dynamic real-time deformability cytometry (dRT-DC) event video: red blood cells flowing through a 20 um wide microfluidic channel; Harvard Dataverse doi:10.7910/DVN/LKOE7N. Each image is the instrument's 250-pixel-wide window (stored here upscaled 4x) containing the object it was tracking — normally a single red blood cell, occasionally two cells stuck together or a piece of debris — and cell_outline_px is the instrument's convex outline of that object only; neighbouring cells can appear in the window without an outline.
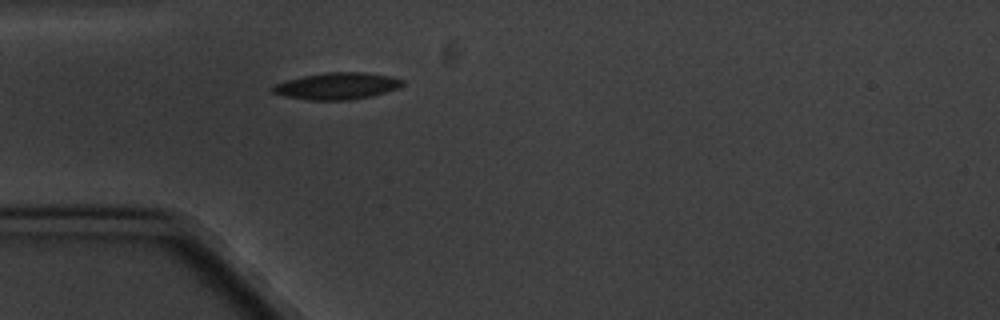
{"species": "common noctule bat (a hibernating species)", "species_latin": "Nyctalus noctula", "temperature_condition": "cold", "stored_images_in_passage": 4, "camera_frame_rate_fps": 3000, "um_per_image_px": 0.085, "animal": {"sex": "male", "body_mass_g": 20.1, "forearm_length_mm": 53.5}, "frame": {"image": 1, "passage_image": 4, "time_ms": 4.667, "image_size_px": [1000, 320], "cell_outline_px": [[404, 84], [400, 88], [372, 96], [348, 100], [308, 100], [284, 96], [272, 92], [268, 88], [284, 80], [324, 72], [364, 72], [392, 76], [404, 80]], "centroid_in_image_um": [28.65, 7.31], "position_along_channel_um": 56.4, "area_um2": 20.52}}